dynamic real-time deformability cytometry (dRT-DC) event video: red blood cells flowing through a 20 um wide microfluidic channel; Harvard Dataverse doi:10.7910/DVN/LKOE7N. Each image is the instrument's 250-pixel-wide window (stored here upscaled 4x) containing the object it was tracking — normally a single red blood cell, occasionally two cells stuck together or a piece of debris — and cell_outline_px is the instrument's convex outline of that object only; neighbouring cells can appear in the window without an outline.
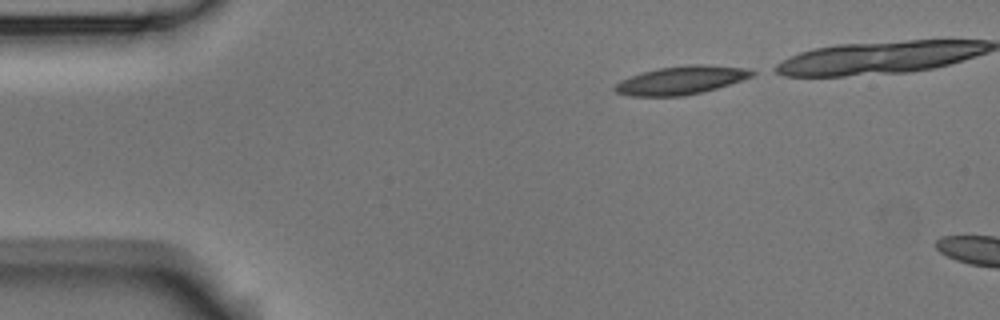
{"species": "Egyptian fruit bat (a non-hibernating species)", "species_latin": "Rousettus aegyptiacus", "temperature_condition": "room temperature", "stored_images_in_passage": 5, "camera_frame_rate_fps": 3000, "um_per_image_px": 0.085, "animal": {"sex": "male"}, "frame": {"image": 1, "passage_image": 1, "time_ms": 0.0, "image_size_px": [1000, 320], "cell_outline_px": [[756, 72], [752, 76], [704, 92], [684, 96], [628, 96], [616, 92], [612, 88], [620, 80], [640, 72], [660, 68], [688, 64], [700, 64], [748, 68]], "centroid_in_image_um": [57.85, 6.82], "position_along_channel_um": 27.1, "area_um2": 22.66}}